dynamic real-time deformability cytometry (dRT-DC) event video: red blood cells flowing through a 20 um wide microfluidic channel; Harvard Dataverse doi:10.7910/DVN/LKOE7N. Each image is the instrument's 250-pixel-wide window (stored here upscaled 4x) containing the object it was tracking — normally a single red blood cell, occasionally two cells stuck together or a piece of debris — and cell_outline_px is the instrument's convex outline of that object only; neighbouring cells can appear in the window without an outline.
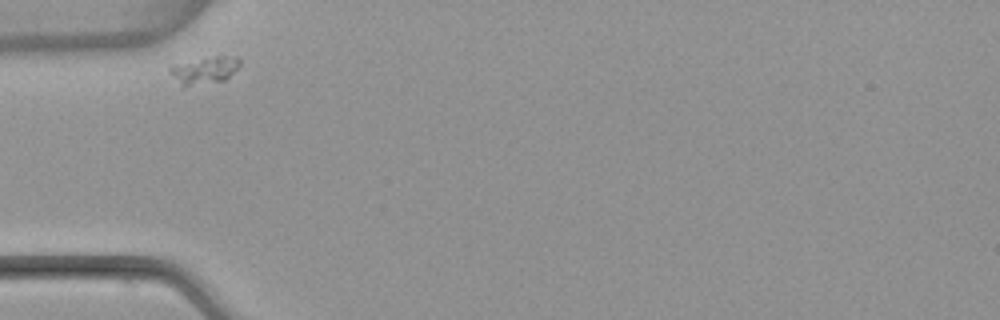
{"species": "common noctule bat (a hibernating species)", "species_latin": "Nyctalus noctula", "temperature_condition": "warm", "stored_images_in_passage": 7, "camera_frame_rate_fps": 3000, "um_per_image_px": 0.085, "animal": {"sex": "female", "body_mass_g": 22.7, "forearm_length_mm": 54.2}, "frame": {"image": 1, "passage_image": 1, "time_ms": 0.0, "image_size_px": [1000, 320], "cell_outline_px": [[240, 64], [224, 80], [184, 88], [180, 84], [168, 68], [172, 64], [216, 56], [236, 56], [240, 60]], "centroid_in_image_um": [17.35, 5.98], "position_along_channel_um": 67.6, "area_um2": 10.92}}
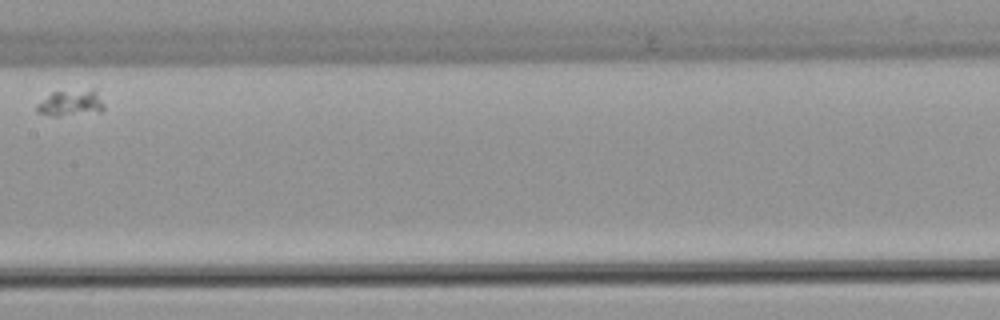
{"frame": {"image": 2, "passage_image": 4, "time_ms": 4.333, "image_size_px": [1000, 320], "cell_outline_px": [[104, 112], [56, 116], [52, 116], [36, 112], [36, 104], [52, 92], [92, 88], [96, 92], [104, 104]], "centroid_in_image_um": [6.03, 8.76], "position_along_channel_um": 201.4, "area_um2": 10.46}}